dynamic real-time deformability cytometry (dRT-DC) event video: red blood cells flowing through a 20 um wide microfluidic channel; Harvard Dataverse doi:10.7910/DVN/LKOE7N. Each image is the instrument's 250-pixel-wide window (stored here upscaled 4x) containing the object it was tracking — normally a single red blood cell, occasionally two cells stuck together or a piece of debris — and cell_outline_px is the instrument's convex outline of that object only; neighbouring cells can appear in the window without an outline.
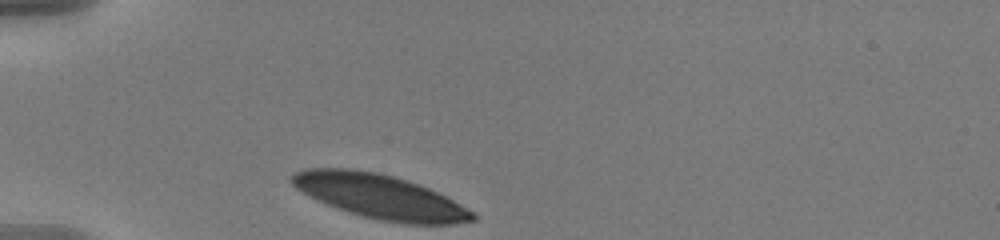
{"species": "human", "species_latin": "Homo sapiens", "temperature_condition": "warm", "stored_images_in_passage": 33, "camera_frame_rate_fps": 3000, "um_per_image_px": 0.085, "donor": {"sex": "male"}, "frame": {"image": 1, "passage_image": 1, "time_ms": 0.0, "image_size_px": [1000, 240], "cell_outline_px": [[476, 220], [456, 224], [400, 224], [380, 220], [348, 212], [328, 204], [296, 188], [288, 180], [288, 176], [304, 168], [352, 168], [376, 172], [408, 180], [420, 184], [476, 212]], "centroid_in_image_um": [32.32, 16.7], "position_along_channel_um": 52.7, "area_um2": 46.53}}
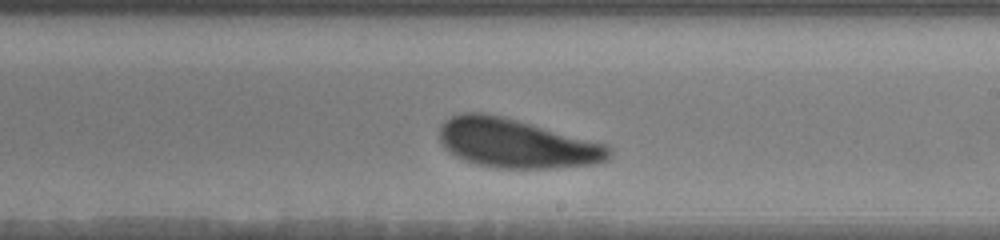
{"frame": {"image": 2, "passage_image": 19, "time_ms": 6.0, "image_size_px": [1000, 240], "cell_outline_px": [[612, 152], [608, 160], [592, 164], [552, 168], [496, 168], [476, 164], [464, 160], [448, 152], [444, 148], [440, 140], [440, 124], [444, 120], [452, 116], [464, 112], [484, 112], [504, 116], [608, 144], [612, 148]], "centroid_in_image_um": [43.89, 12.18], "position_along_channel_um": 245.1, "area_um2": 48.96}}
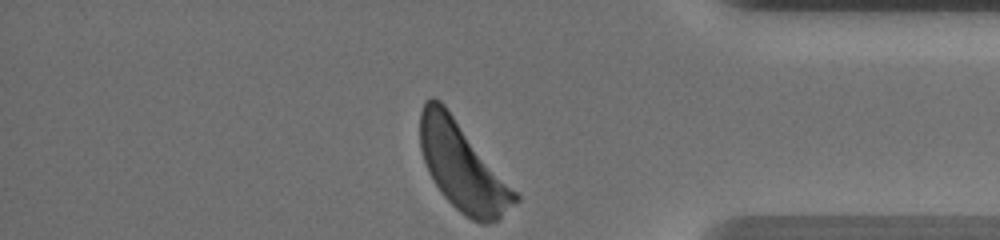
{"frame": {"image": 3, "passage_image": 33, "time_ms": 10.667, "image_size_px": [1000, 240], "cell_outline_px": [[520, 200], [500, 220], [484, 224], [480, 224], [464, 216], [440, 192], [428, 172], [420, 148], [420, 112], [424, 100], [432, 96], [440, 100], [444, 104], [520, 196]], "centroid_in_image_um": [39.31, 14.18], "position_along_channel_um": 395.9, "area_um2": 48.61}, "authors_computed_cell_mechanics": {"area_um2": 49.3034, "velocity_mm_per_s": 3.5703, "shape_relaxation_time_tau1_ms": 2.9587, "shape_relaxation_time_tau2_ms": 7.1163, "deformation_change_tau1": 0.118, "deformation_change_tau2": 0.1629}}